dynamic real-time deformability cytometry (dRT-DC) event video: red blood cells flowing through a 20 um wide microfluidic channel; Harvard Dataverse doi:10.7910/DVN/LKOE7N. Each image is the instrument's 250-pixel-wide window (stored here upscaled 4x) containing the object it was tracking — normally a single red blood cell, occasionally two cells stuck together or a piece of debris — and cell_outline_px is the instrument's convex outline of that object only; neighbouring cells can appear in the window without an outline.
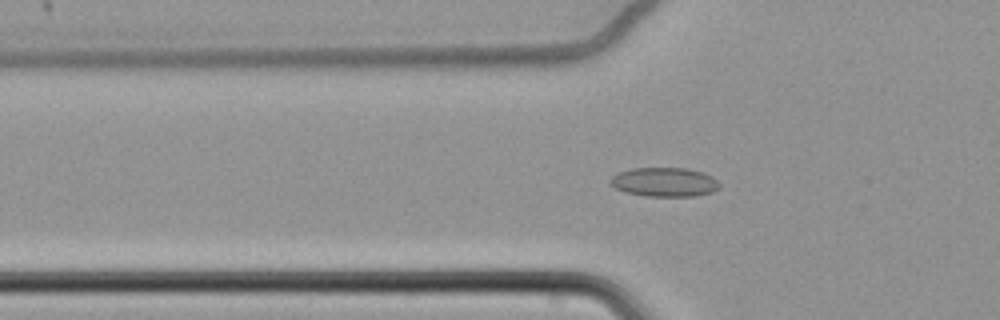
{"species": "common noctule bat (a hibernating species)", "species_latin": "Nyctalus noctula", "temperature_condition": "cold", "stored_images_in_passage": 64, "camera_frame_rate_fps": 3000, "um_per_image_px": 0.085, "animal": {"sex": "female", "body_mass_g": 22.7, "forearm_length_mm": 54.2}, "frame": {"image": 1, "passage_image": 26, "time_ms": 8.333, "image_size_px": [1000, 320], "cell_outline_px": [[720, 188], [712, 192], [696, 196], [648, 196], [624, 192], [608, 184], [608, 180], [612, 176], [620, 172], [632, 168], [688, 168], [704, 172], [712, 176], [720, 184]], "centroid_in_image_um": [56.48, 15.47], "position_along_channel_um": 69.3, "area_um2": 18.73}}
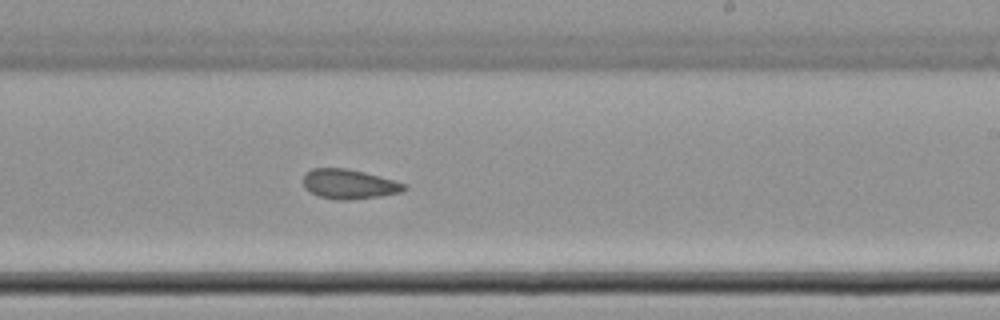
{"frame": {"image": 2, "passage_image": 43, "time_ms": 14.0, "image_size_px": [1000, 320], "cell_outline_px": [[408, 188], [404, 192], [380, 196], [348, 200], [336, 200], [320, 196], [308, 192], [304, 188], [304, 176], [312, 168], [348, 168], [364, 172], [408, 184]], "centroid_in_image_um": [29.71, 15.65], "position_along_channel_um": 259.3, "area_um2": 17.57}}
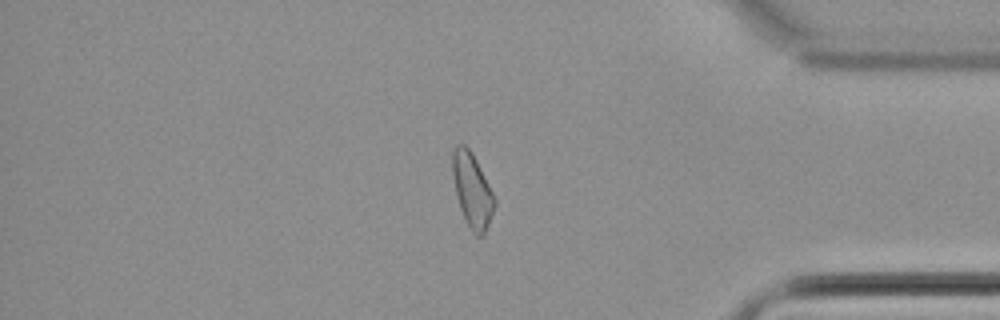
{"frame": {"image": 3, "passage_image": 57, "time_ms": 18.667, "image_size_px": [1000, 320], "cell_outline_px": [[496, 204], [488, 224], [484, 232], [480, 236], [476, 236], [472, 232], [460, 208], [456, 196], [452, 172], [452, 152], [456, 144], [464, 144], [472, 152], [496, 200]], "centroid_in_image_um": [40.12, 16.14], "position_along_channel_um": 395.1, "area_um2": 17.86}}